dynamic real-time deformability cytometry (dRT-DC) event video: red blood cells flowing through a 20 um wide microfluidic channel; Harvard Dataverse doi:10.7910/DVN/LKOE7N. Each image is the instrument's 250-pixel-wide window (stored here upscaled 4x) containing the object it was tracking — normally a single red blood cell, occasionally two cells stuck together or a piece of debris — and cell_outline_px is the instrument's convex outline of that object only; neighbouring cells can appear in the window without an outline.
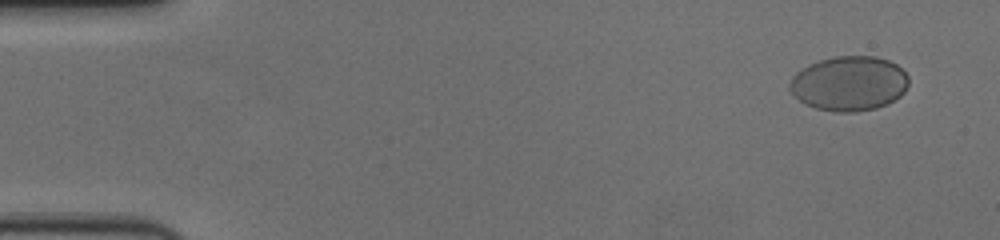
{"species": "human", "species_latin": "Homo sapiens", "temperature_condition": "cold", "stored_images_in_passage": 55, "camera_frame_rate_fps": 3000, "um_per_image_px": 0.085, "donor": {"sex": "female"}, "frame": {"image": 1, "passage_image": 2, "time_ms": 0.333, "image_size_px": [1000, 240], "cell_outline_px": [[908, 84], [904, 92], [900, 96], [888, 104], [876, 108], [856, 112], [836, 112], [816, 108], [800, 100], [788, 88], [788, 84], [792, 76], [796, 72], [808, 64], [820, 60], [836, 56], [876, 56], [888, 60], [896, 64], [908, 76]], "centroid_in_image_um": [72.17, 7.09], "position_along_channel_um": 12.8, "area_um2": 37.97}}
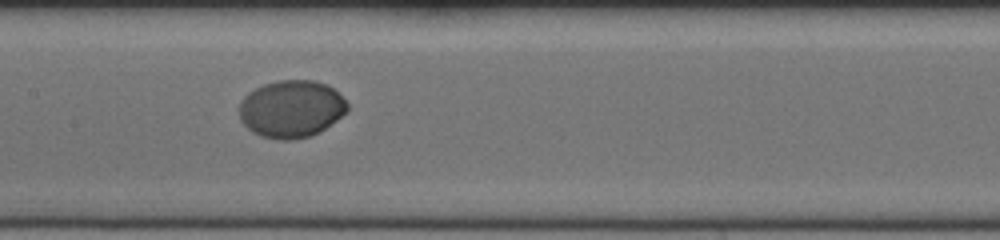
{"frame": {"image": 2, "passage_image": 27, "time_ms": 8.667, "image_size_px": [1000, 240], "cell_outline_px": [[348, 108], [336, 120], [324, 128], [308, 136], [292, 140], [276, 140], [260, 136], [252, 132], [240, 120], [240, 100], [248, 92], [264, 84], [280, 80], [316, 80], [328, 84], [348, 104]], "centroid_in_image_um": [24.72, 9.25], "position_along_channel_um": 182.7, "area_um2": 35.95}}
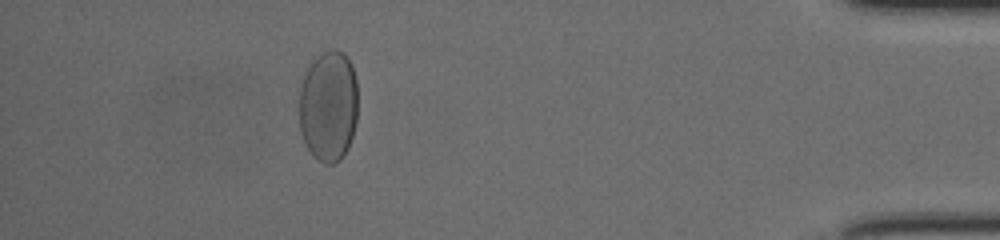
{"frame": {"image": 3, "passage_image": 50, "time_ms": 16.333, "image_size_px": [1000, 240], "cell_outline_px": [[356, 120], [352, 136], [348, 148], [340, 160], [332, 164], [324, 164], [312, 156], [300, 132], [300, 88], [304, 76], [312, 60], [316, 56], [332, 48], [336, 48], [352, 64], [356, 80]], "centroid_in_image_um": [27.91, 9.03], "position_along_channel_um": 407.3, "area_um2": 37.97}, "authors_computed_cell_mechanics": {"area_um2": 37.0498, "velocity_mm_per_s": 3.6155, "shape_relaxation_time_tau1_ms": 7.6911, "shape_relaxation_time_tau2_ms": null, "deformation_change_tau1": 0.1194, "deformation_change_tau2": null}}